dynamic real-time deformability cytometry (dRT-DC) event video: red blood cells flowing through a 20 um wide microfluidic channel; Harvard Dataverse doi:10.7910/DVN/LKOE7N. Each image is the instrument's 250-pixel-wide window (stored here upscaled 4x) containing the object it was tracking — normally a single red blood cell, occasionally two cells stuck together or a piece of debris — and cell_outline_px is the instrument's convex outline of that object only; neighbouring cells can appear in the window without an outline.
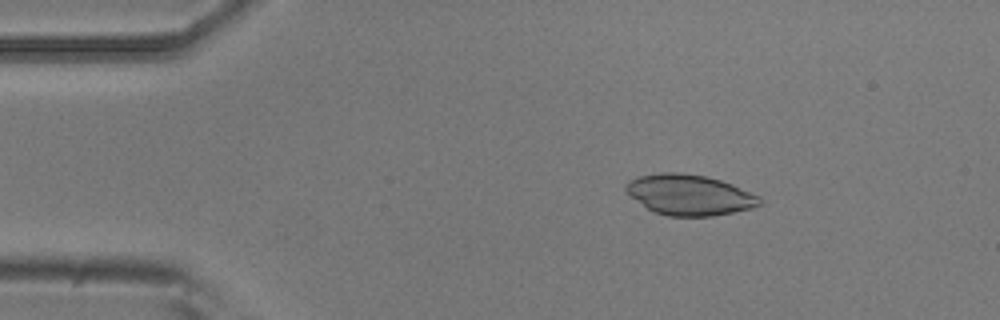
{"species": "common noctule bat (a hibernating species)", "species_latin": "Nyctalus noctula", "temperature_condition": "room temperature", "stored_images_in_passage": 30, "camera_frame_rate_fps": 3000, "um_per_image_px": 0.085, "animal": {"sex": "male", "body_mass_g": 20.5, "forearm_length_mm": 52.5}, "frame": {"image": 1, "passage_image": 3, "time_ms": 0.667, "image_size_px": [1000, 320], "cell_outline_px": [[760, 204], [752, 208], [712, 216], [668, 216], [656, 212], [648, 208], [632, 196], [624, 188], [624, 184], [628, 180], [640, 176], [664, 172], [680, 172], [704, 176], [720, 180], [732, 184], [760, 196]], "centroid_in_image_um": [58.6, 16.55], "position_along_channel_um": 26.4, "area_um2": 31.27}}
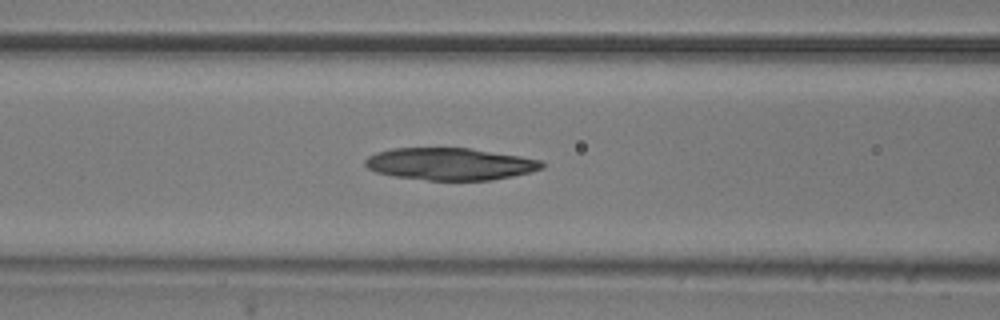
{"frame": {"image": 2, "passage_image": 16, "time_ms": 5.0, "image_size_px": [1000, 320], "cell_outline_px": [[544, 168], [532, 172], [492, 180], [428, 180], [396, 176], [376, 172], [368, 168], [364, 164], [364, 160], [368, 156], [376, 152], [392, 148], [468, 148], [520, 156], [544, 160]], "centroid_in_image_um": [38.28, 13.93], "position_along_channel_um": 128.3, "area_um2": 33.18}}
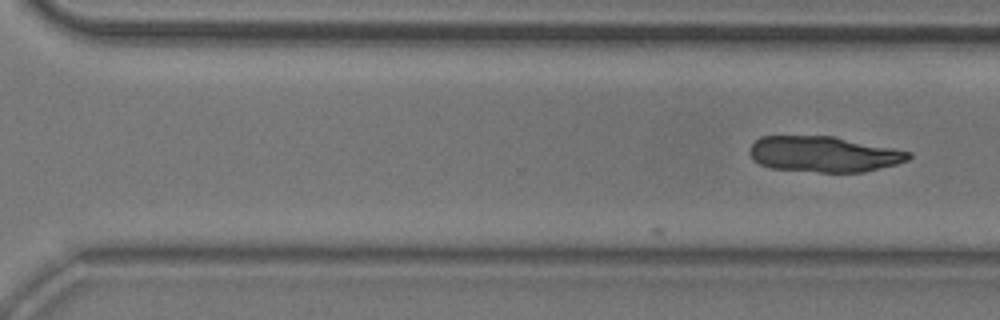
{"frame": {"image": 3, "passage_image": 30, "time_ms": 9.667, "image_size_px": [1000, 320], "cell_outline_px": [[912, 156], [908, 160], [896, 164], [864, 172], [820, 172], [768, 168], [760, 164], [748, 152], [748, 148], [760, 136], [832, 136], [912, 152]], "centroid_in_image_um": [70.0, 13.1], "position_along_channel_um": 300.6, "area_um2": 33.0}}